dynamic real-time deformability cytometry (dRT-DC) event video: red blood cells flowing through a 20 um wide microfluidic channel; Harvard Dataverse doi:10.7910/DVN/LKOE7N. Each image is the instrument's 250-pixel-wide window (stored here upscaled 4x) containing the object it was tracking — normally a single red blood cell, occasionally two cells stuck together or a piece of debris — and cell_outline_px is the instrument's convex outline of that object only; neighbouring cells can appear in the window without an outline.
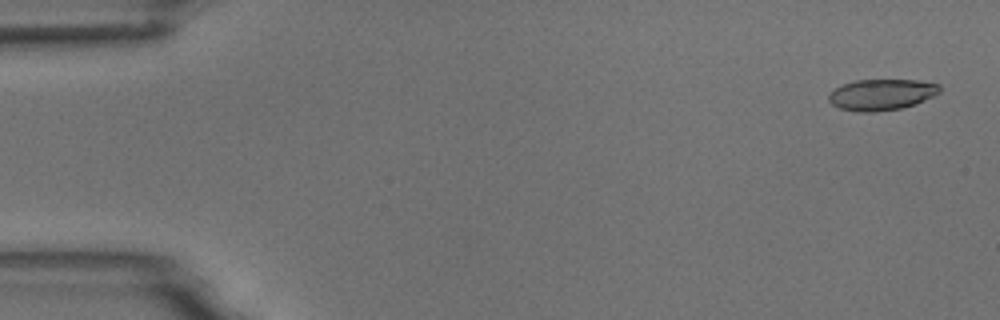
{"species": "common noctule bat (a hibernating species)", "species_latin": "Nyctalus noctula", "temperature_condition": "room temperature", "stored_images_in_passage": 6, "camera_frame_rate_fps": 3000, "um_per_image_px": 0.085, "animal": {"sex": "male", "body_mass_g": 18.8}, "frame": {"image": 1, "passage_image": 1, "time_ms": 0.0, "image_size_px": [1000, 320], "cell_outline_px": [[940, 92], [916, 104], [900, 108], [872, 112], [856, 112], [840, 108], [832, 104], [828, 100], [828, 96], [836, 88], [844, 84], [856, 80], [916, 80], [940, 84]], "centroid_in_image_um": [74.93, 8.04], "position_along_channel_um": 10.1, "area_um2": 19.94}}
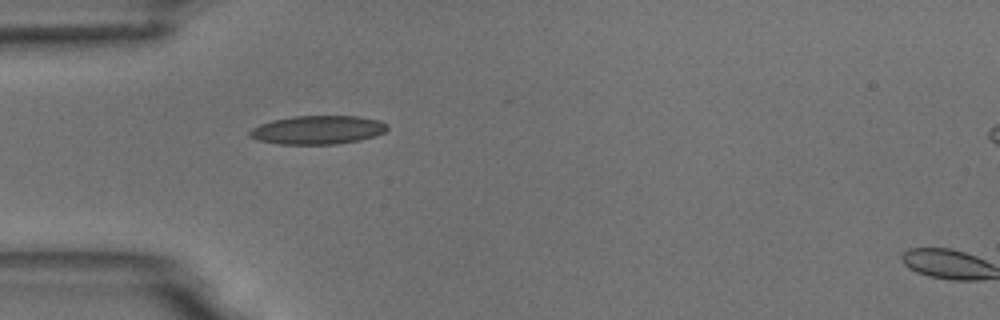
{"frame": {"image": 2, "passage_image": 5, "time_ms": 4.667, "image_size_px": [1000, 320], "cell_outline_px": [[388, 128], [384, 132], [376, 136], [360, 140], [336, 144], [280, 144], [256, 140], [248, 136], [248, 132], [252, 128], [260, 124], [272, 120], [292, 116], [360, 116], [380, 120], [388, 124]], "centroid_in_image_um": [27.01, 11.04], "position_along_channel_um": 58.0, "area_um2": 23.18}}